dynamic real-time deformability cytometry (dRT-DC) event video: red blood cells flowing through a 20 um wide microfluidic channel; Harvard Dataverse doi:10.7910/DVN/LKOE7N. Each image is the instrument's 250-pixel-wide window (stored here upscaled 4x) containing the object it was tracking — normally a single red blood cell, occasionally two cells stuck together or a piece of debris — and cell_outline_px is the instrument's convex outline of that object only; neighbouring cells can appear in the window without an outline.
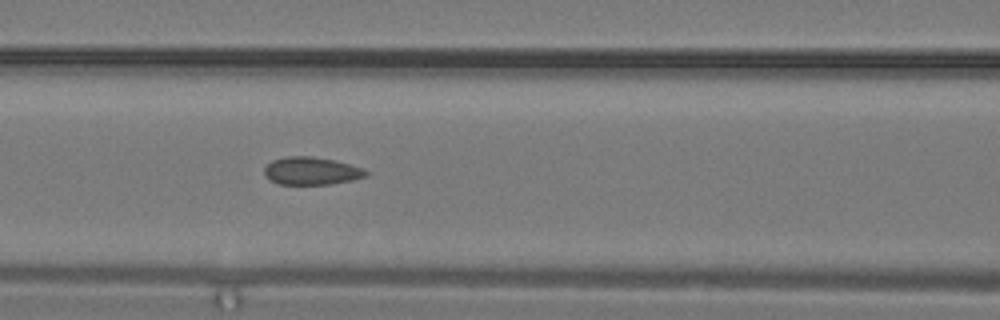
{"species": "common noctule bat (a hibernating species)", "species_latin": "Nyctalus noctula", "temperature_condition": "warm", "stored_images_in_passage": 11, "camera_frame_rate_fps": 3000, "um_per_image_px": 0.085, "animal": {"sex": "male", "body_mass_g": 19.2, "forearm_length_mm": 51.8}, "frame": {"image": 1, "passage_image": 11, "time_ms": 3.333, "image_size_px": [1000, 320], "cell_outline_px": [[368, 176], [352, 180], [328, 184], [280, 184], [268, 180], [264, 176], [264, 168], [272, 160], [284, 156], [312, 156], [332, 160], [364, 168], [368, 172]], "centroid_in_image_um": [26.44, 14.53], "position_along_channel_um": 140.2, "area_um2": 16.47}}